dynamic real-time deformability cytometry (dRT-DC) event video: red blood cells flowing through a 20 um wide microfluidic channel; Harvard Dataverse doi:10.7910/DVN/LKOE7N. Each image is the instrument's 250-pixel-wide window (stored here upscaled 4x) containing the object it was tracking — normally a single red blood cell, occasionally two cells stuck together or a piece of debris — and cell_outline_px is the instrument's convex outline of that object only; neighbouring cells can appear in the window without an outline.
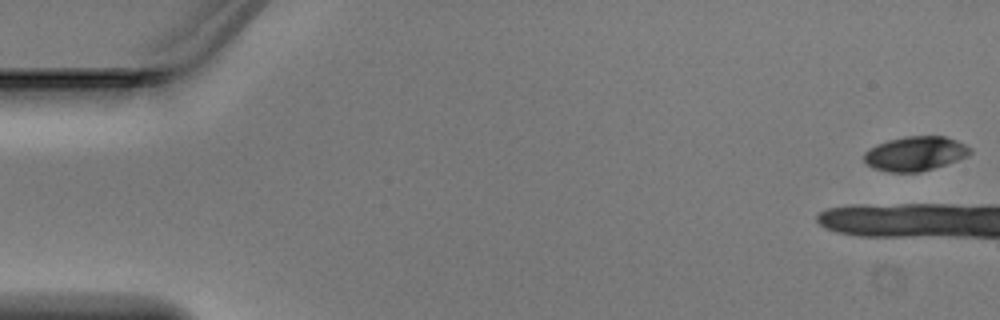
{"species": "Egyptian fruit bat (a non-hibernating species)", "species_latin": "Rousettus aegyptiacus", "temperature_condition": "warm", "stored_images_in_passage": 2, "camera_frame_rate_fps": 3000, "um_per_image_px": 0.085, "animal": {"sex": "male"}, "frame": {"image": 1, "passage_image": 1, "time_ms": 0.0, "image_size_px": [1000, 320], "cell_outline_px": [[972, 152], [968, 156], [920, 172], [888, 172], [872, 168], [864, 160], [864, 152], [868, 148], [876, 144], [888, 140], [904, 136], [944, 136], [956, 140], [972, 148]], "centroid_in_image_um": [77.77, 13.05], "position_along_channel_um": 7.2, "area_um2": 21.27}}